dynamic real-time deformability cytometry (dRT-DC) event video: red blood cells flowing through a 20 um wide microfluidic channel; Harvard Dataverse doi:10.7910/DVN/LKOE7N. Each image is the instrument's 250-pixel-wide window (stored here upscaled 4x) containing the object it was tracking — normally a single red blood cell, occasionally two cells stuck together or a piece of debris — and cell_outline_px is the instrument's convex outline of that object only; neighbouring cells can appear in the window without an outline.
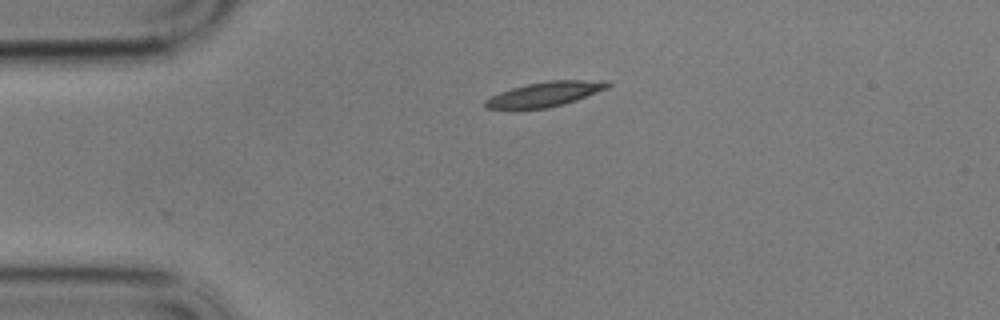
{"species": "common noctule bat (a hibernating species)", "species_latin": "Nyctalus noctula", "temperature_condition": "cold", "stored_images_in_passage": 46, "camera_frame_rate_fps": 3000, "um_per_image_px": 0.085, "animal": {"sex": "male", "body_mass_g": 17.9}, "frame": {"image": 1, "passage_image": 1, "time_ms": 0.0, "image_size_px": [1000, 320], "cell_outline_px": [[612, 84], [608, 88], [576, 100], [564, 104], [548, 108], [512, 112], [484, 108], [484, 100], [500, 92], [512, 88], [528, 84], [548, 80], [608, 80]], "centroid_in_image_um": [46.25, 8.05], "position_along_channel_um": 38.8, "area_um2": 18.44}}
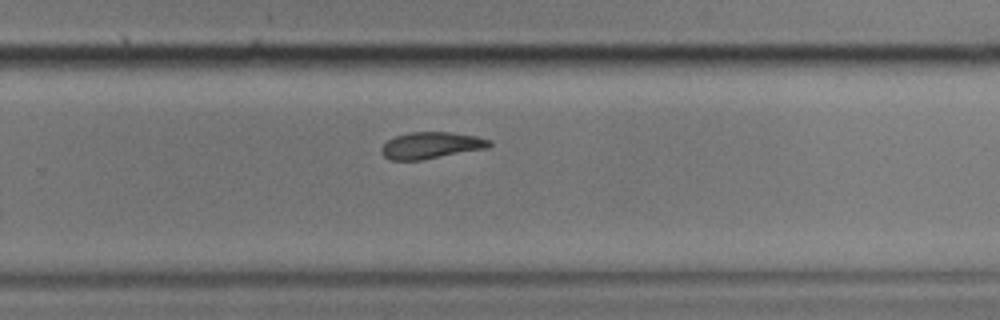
{"frame": {"image": 2, "passage_image": 26, "time_ms": 8.333, "image_size_px": [1000, 320], "cell_outline_px": [[492, 144], [488, 148], [420, 160], [392, 160], [384, 156], [380, 152], [380, 148], [388, 140], [396, 136], [408, 132], [448, 132], [476, 136], [492, 140]], "centroid_in_image_um": [36.65, 12.35], "position_along_channel_um": 293.2, "area_um2": 16.7}}
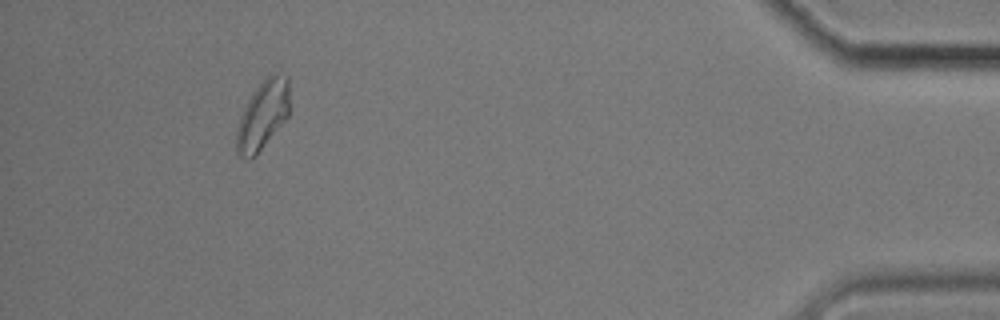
{"frame": {"image": 3, "passage_image": 42, "time_ms": 13.667, "image_size_px": [1000, 320], "cell_outline_px": [[288, 116], [256, 156], [248, 160], [236, 152], [236, 128], [240, 116], [252, 92], [272, 72], [288, 76]], "centroid_in_image_um": [22.31, 9.8], "position_along_channel_um": 412.9, "area_um2": 21.15}, "authors_computed_cell_mechanics": {"area_um2": 17.7157, "velocity_mm_per_s": 3.4011, "shape_relaxation_time_tau1_ms": null, "shape_relaxation_time_tau2_ms": 0.5388, "deformation_change_tau1": null, "deformation_change_tau2": 0.0722}}